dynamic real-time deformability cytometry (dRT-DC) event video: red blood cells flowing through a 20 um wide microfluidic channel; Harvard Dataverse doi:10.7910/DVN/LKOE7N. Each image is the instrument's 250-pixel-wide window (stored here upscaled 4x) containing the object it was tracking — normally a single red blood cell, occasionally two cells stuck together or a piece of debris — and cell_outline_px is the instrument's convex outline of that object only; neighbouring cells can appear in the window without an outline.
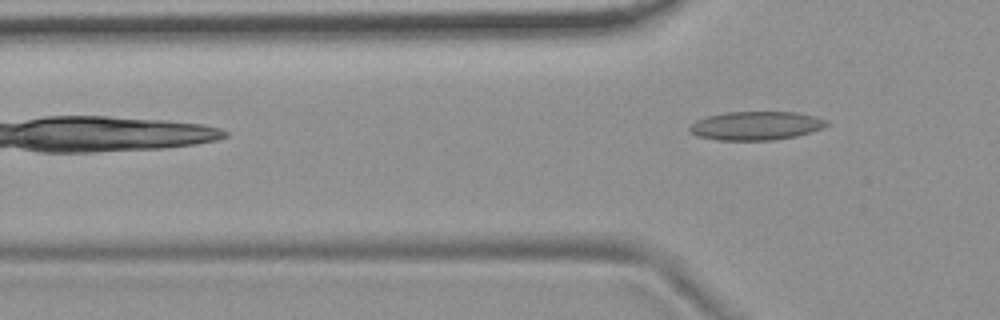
{"species": "common noctule bat (a hibernating species)", "species_latin": "Nyctalus noctula", "temperature_condition": "room temperature", "stored_images_in_passage": 5, "camera_frame_rate_fps": 3000, "um_per_image_px": 0.085, "animal": {"sex": "female", "body_mass_g": 19.9}, "frame": {"image": 1, "passage_image": 5, "time_ms": 1.333, "image_size_px": [1000, 320], "cell_outline_px": [[832, 124], [824, 128], [812, 132], [796, 136], [772, 140], [716, 140], [696, 136], [688, 132], [688, 124], [696, 120], [708, 116], [724, 112], [796, 112], [816, 116], [828, 120]], "centroid_in_image_um": [64.26, 10.68], "position_along_channel_um": 61.5, "area_um2": 23.35}}